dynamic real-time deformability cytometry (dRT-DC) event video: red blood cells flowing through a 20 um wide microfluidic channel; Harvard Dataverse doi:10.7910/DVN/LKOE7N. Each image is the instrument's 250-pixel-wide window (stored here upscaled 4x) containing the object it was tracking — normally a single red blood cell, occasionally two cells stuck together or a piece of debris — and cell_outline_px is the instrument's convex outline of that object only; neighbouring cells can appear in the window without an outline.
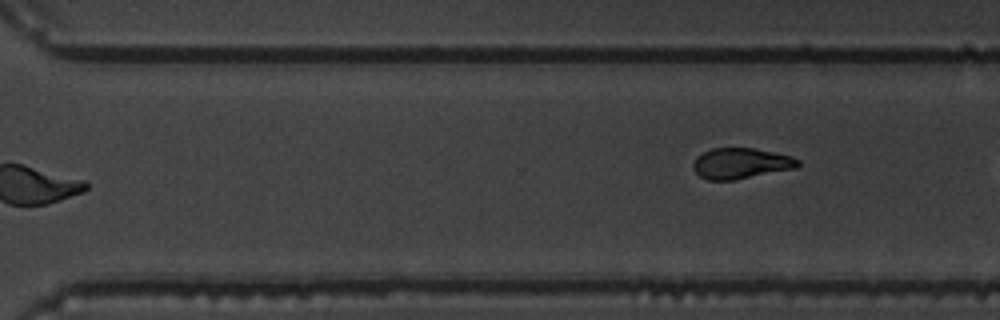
{"species": "common noctule bat (a hibernating species)", "species_latin": "Nyctalus noctula", "temperature_condition": "warm", "stored_images_in_passage": 11, "camera_frame_rate_fps": 3000, "um_per_image_px": 0.085, "animal": {"sex": "male", "body_mass_g": 19.5, "forearm_length_mm": 54.6}, "frame": {"image": 1, "passage_image": 11, "time_ms": 3.333, "image_size_px": [1000, 320], "cell_outline_px": [[800, 164], [796, 168], [736, 180], [708, 180], [700, 176], [692, 168], [692, 164], [696, 156], [712, 148], [752, 148], [792, 156], [800, 160]], "centroid_in_image_um": [62.96, 13.89], "position_along_channel_um": 307.6, "area_um2": 18.84}}